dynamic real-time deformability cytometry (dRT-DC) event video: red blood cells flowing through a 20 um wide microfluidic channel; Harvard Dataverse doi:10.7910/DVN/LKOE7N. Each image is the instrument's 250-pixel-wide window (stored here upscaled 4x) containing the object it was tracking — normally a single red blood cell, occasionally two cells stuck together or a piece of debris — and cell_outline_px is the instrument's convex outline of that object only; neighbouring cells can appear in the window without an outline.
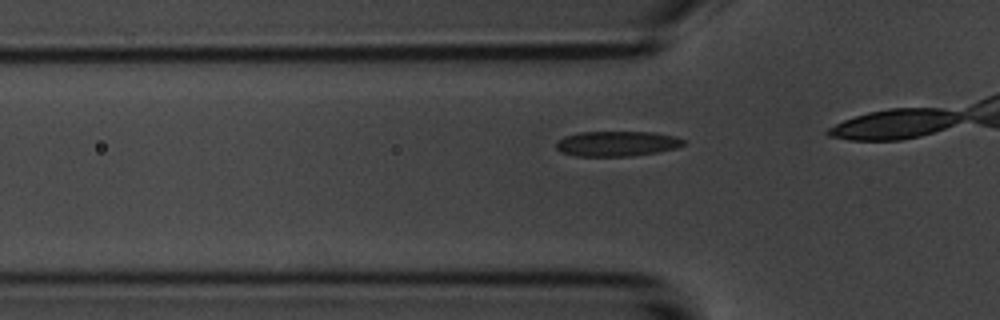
{"species": "common noctule bat (a hibernating species)", "species_latin": "Nyctalus noctula", "temperature_condition": "room temperature", "stored_images_in_passage": 9, "camera_frame_rate_fps": 3000, "um_per_image_px": 0.085, "animal": {"sex": "male", "body_mass_g": 20.1, "forearm_length_mm": 53.5}, "frame": {"image": 1, "passage_image": 6, "time_ms": 7.667, "image_size_px": [1000, 320], "cell_outline_px": [[684, 144], [676, 148], [656, 152], [632, 156], [576, 156], [560, 152], [556, 148], [556, 144], [564, 136], [580, 132], [652, 132], [676, 136], [684, 140]], "centroid_in_image_um": [52.43, 12.21], "position_along_channel_um": 73.4, "area_um2": 18.61}}
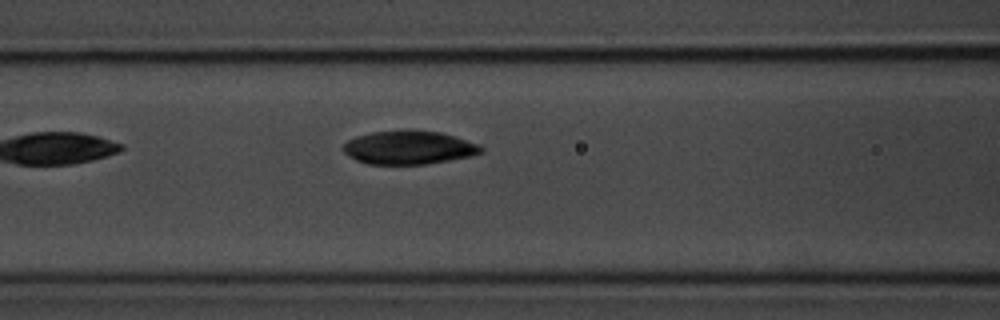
{"frame": {"image": 2, "passage_image": 9, "time_ms": 11.0, "image_size_px": [1000, 320], "cell_outline_px": [[484, 152], [472, 156], [428, 164], [368, 164], [356, 160], [348, 156], [340, 148], [348, 140], [356, 136], [372, 132], [408, 128], [440, 132], [480, 144], [484, 148]], "centroid_in_image_um": [34.75, 12.52], "position_along_channel_um": 131.8, "area_um2": 27.51}}